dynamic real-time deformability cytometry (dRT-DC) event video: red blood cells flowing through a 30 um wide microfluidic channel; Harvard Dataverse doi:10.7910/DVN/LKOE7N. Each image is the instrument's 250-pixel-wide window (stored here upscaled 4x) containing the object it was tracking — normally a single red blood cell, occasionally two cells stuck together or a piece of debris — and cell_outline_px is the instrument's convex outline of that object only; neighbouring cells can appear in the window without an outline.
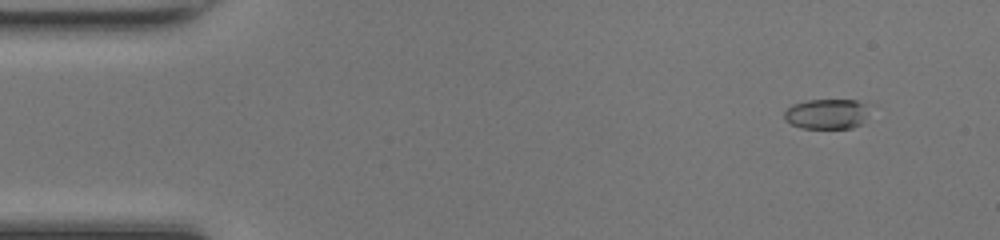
{"species": "common noctule bat (a hibernating species)", "species_latin": "Nyctalus noctula", "temperature_condition": "room temperature", "stored_images_in_passage": 48, "camera_frame_rate_fps": 3000, "um_per_image_px": 0.085, "animal": {"sex": "female", "body_mass_g": 17.0, "forearm_length_mm": 48.0}, "frame": {"image": 1, "passage_image": 4, "time_ms": 1.0, "image_size_px": [1000, 240], "cell_outline_px": [[864, 116], [860, 124], [852, 128], [800, 128], [784, 120], [784, 112], [792, 104], [808, 100], [856, 100], [864, 104]], "centroid_in_image_um": [70.17, 9.69], "position_along_channel_um": 14.8, "area_um2": 14.57}}
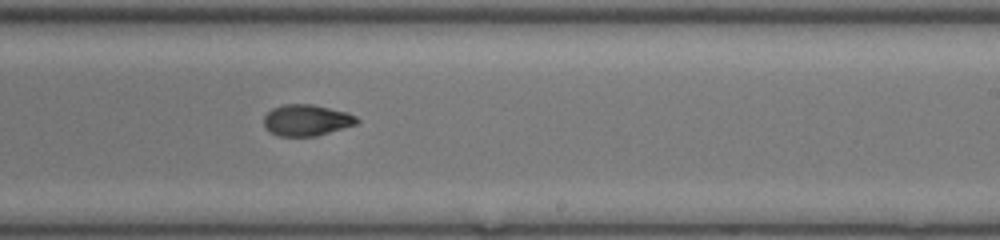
{"frame": {"image": 2, "passage_image": 29, "time_ms": 9.333, "image_size_px": [1000, 240], "cell_outline_px": [[360, 120], [356, 124], [316, 136], [280, 136], [268, 132], [264, 128], [264, 116], [272, 108], [280, 104], [312, 104], [348, 112], [356, 116]], "centroid_in_image_um": [26.03, 10.21], "position_along_channel_um": 263.0, "area_um2": 17.11}}
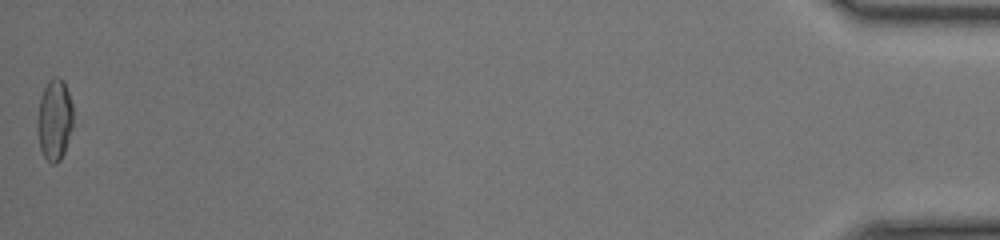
{"frame": {"image": 3, "passage_image": 48, "time_ms": 15.667, "image_size_px": [1000, 240], "cell_outline_px": [[72, 128], [64, 152], [60, 160], [56, 164], [52, 164], [44, 156], [40, 148], [36, 128], [36, 116], [40, 96], [48, 80], [52, 76], [56, 76], [64, 80], [72, 104]], "centroid_in_image_um": [4.6, 10.15], "position_along_channel_um": 430.6, "area_um2": 17.22}, "authors_computed_cell_mechanics": {"area_um2": 16.9354, "velocity_mm_per_s": 4.3296, "shape_relaxation_time_tau1_ms": 4.1833, "shape_relaxation_time_tau2_ms": 2.3007, "deformation_change_tau1": 0.1732, "deformation_change_tau2": 0.0733}}